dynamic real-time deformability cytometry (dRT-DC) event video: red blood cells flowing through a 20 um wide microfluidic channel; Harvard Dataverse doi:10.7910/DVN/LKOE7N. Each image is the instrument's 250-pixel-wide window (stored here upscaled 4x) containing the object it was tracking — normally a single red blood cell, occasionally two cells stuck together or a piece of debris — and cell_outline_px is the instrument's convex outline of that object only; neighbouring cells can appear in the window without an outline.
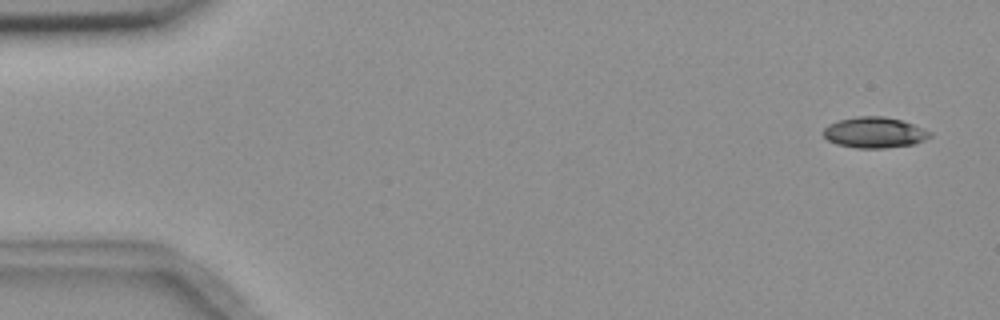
{"species": "common noctule bat (a hibernating species)", "species_latin": "Nyctalus noctula", "temperature_condition": "room temperature", "stored_images_in_passage": 5, "camera_frame_rate_fps": 3000, "um_per_image_px": 0.085, "animal": {"sex": "female", "body_mass_g": 18.4}, "frame": {"image": 1, "passage_image": 1, "time_ms": 0.0, "image_size_px": [1000, 320], "cell_outline_px": [[932, 136], [924, 140], [912, 144], [884, 148], [856, 148], [836, 144], [828, 140], [824, 136], [824, 128], [828, 124], [840, 120], [856, 116], [884, 116], [900, 120], [912, 124], [932, 132]], "centroid_in_image_um": [74.32, 11.26], "position_along_channel_um": 10.7, "area_um2": 19.02}}